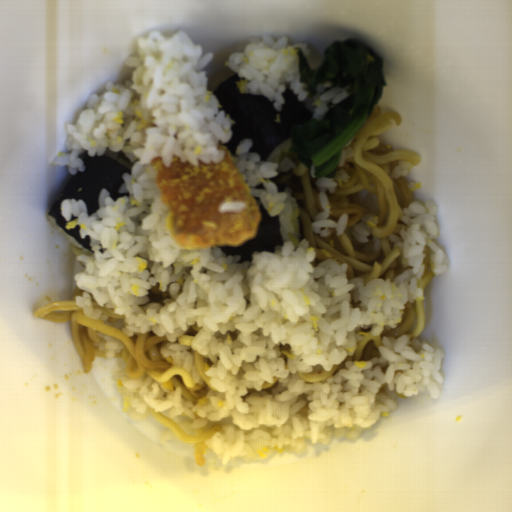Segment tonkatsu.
<instances>
[{"instance_id": "1", "label": "tonkatsu", "mask_w": 512, "mask_h": 512, "mask_svg": "<svg viewBox=\"0 0 512 512\" xmlns=\"http://www.w3.org/2000/svg\"><path fill=\"white\" fill-rule=\"evenodd\" d=\"M160 198L168 207L172 242L184 247H232L253 238L260 221L257 199L239 175L233 154L219 162L166 165L155 155Z\"/></svg>"}]
</instances>
